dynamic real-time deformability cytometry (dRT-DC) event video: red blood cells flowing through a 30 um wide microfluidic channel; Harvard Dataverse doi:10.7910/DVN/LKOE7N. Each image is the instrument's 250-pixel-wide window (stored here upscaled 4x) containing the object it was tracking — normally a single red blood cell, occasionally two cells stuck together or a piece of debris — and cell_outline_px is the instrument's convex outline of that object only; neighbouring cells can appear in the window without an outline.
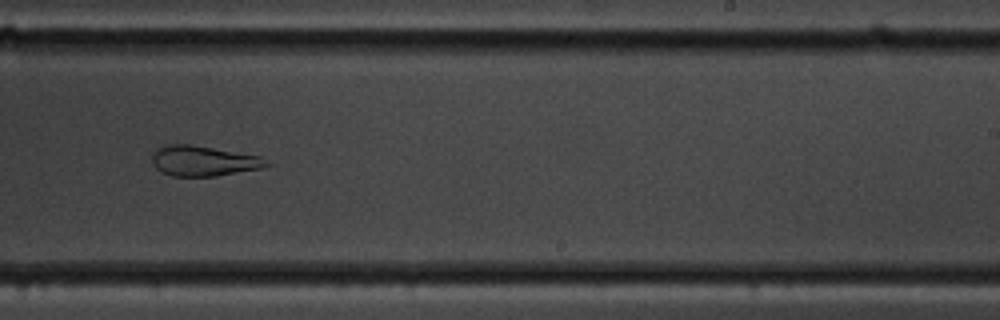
{"species": "common noctule bat (a hibernating species)", "species_latin": "Nyctalus noctula", "temperature_condition": "cold", "stored_images_in_passage": 42, "camera_frame_rate_fps": 3000, "um_per_image_px": 0.085, "animal": {"sex": "male", "body_mass_g": 19.5, "forearm_length_mm": 54.6}, "frame": {"image": 1, "passage_image": 20, "time_ms": 6.333, "image_size_px": [1000, 320], "cell_outline_px": [[272, 164], [260, 168], [216, 176], [172, 176], [156, 168], [152, 164], [152, 152], [156, 148], [164, 144], [192, 144], [260, 156]], "centroid_in_image_um": [17.25, 13.66], "position_along_channel_um": 271.8, "area_um2": 20.23}}
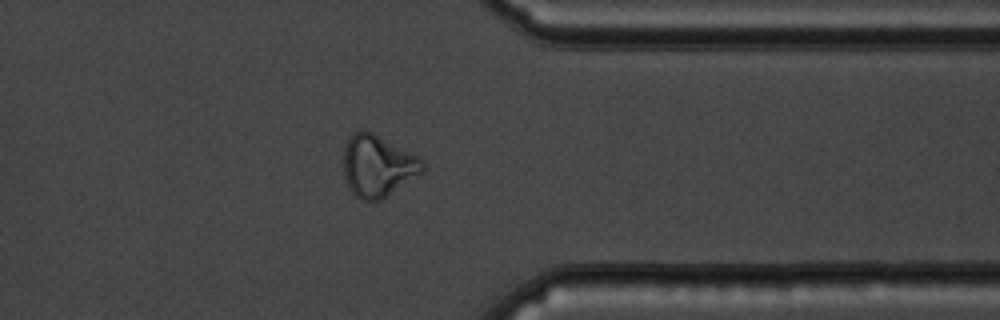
{"frame": {"image": 2, "passage_image": 30, "time_ms": 9.667, "image_size_px": [1000, 320], "cell_outline_px": [[424, 168], [420, 172], [380, 200], [368, 204], [360, 200], [352, 192], [344, 180], [344, 148], [348, 140], [360, 128], [364, 128], [420, 156], [424, 160]], "centroid_in_image_um": [32.07, 14.1], "position_along_channel_um": 379.3, "area_um2": 28.44}}
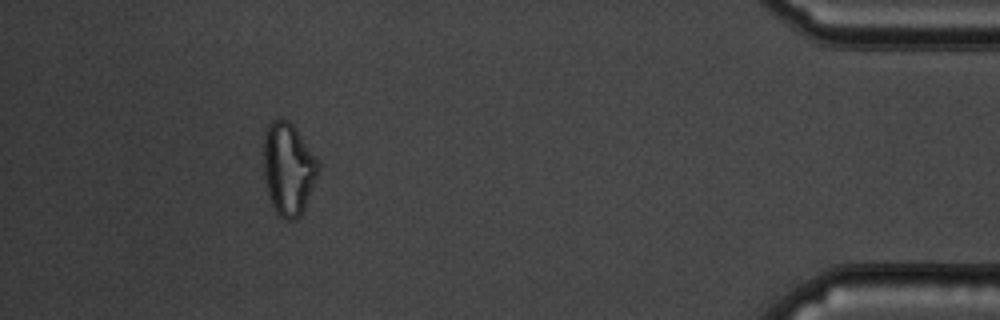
{"frame": {"image": 3, "passage_image": 37, "time_ms": 12.0, "image_size_px": [1000, 320], "cell_outline_px": [[320, 172], [304, 208], [300, 216], [296, 220], [284, 220], [276, 212], [272, 204], [268, 192], [264, 176], [264, 132], [268, 124], [276, 116], [280, 116], [288, 120], [292, 124], [320, 160]], "centroid_in_image_um": [24.53, 14.31], "position_along_channel_um": 410.7, "area_um2": 29.94}, "authors_computed_cell_mechanics": {"area_um2": 24.3916, "velocity_mm_per_s": 3.3978, "shape_relaxation_time_tau1_ms": null, "shape_relaxation_time_tau2_ms": 4.1949, "deformation_change_tau1": null, "deformation_change_tau2": 0.0975}}